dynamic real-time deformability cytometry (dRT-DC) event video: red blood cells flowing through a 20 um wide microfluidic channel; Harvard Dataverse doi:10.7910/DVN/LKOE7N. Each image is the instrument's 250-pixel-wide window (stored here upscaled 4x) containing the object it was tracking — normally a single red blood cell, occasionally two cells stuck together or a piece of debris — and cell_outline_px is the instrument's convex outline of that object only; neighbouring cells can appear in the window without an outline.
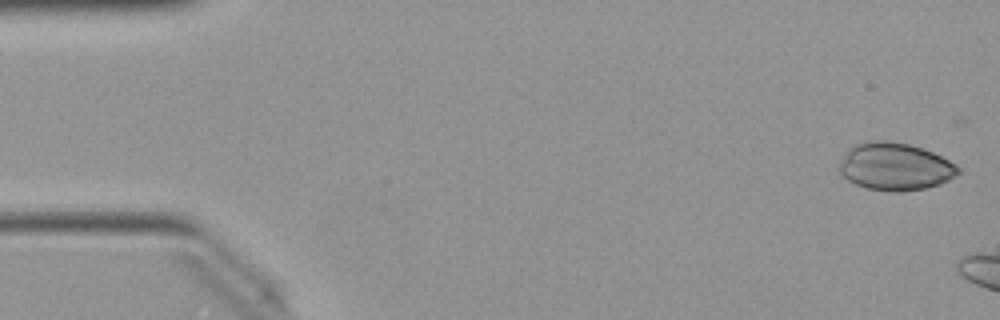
{"species": "Egyptian fruit bat (a non-hibernating species)", "species_latin": "Rousettus aegyptiacus", "temperature_condition": "warm", "stored_images_in_passage": 12, "camera_frame_rate_fps": 3000, "um_per_image_px": 0.085, "animal": {"sex": "female"}, "frame": {"image": 1, "passage_image": 2, "time_ms": 0.333, "image_size_px": [1000, 320], "cell_outline_px": [[960, 172], [948, 180], [940, 184], [924, 188], [900, 192], [888, 192], [868, 188], [856, 184], [848, 180], [840, 172], [840, 160], [848, 148], [856, 144], [872, 140], [888, 140], [908, 144], [932, 152], [956, 164], [960, 168]], "centroid_in_image_um": [76.07, 14.16], "position_along_channel_um": 8.9, "area_um2": 32.83}}